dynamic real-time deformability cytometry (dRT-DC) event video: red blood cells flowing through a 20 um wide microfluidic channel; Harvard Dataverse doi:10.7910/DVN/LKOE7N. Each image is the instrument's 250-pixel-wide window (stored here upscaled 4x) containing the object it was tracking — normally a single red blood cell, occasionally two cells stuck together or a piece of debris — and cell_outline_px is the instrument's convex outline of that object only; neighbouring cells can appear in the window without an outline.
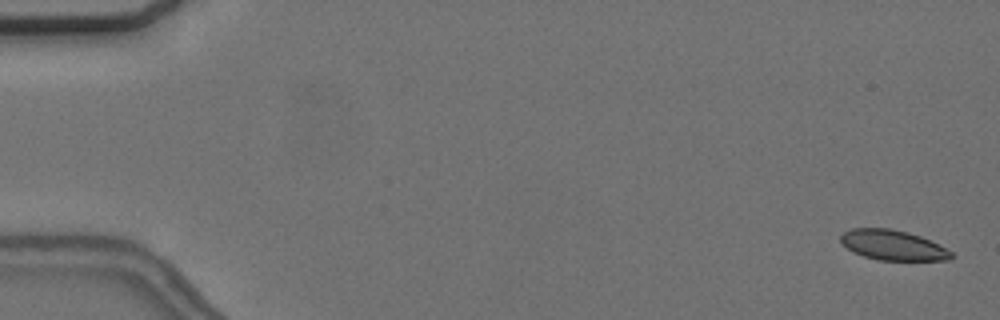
{"species": "common noctule bat (a hibernating species)", "species_latin": "Nyctalus noctula", "temperature_condition": "cold", "stored_images_in_passage": 57, "camera_frame_rate_fps": 3000, "um_per_image_px": 0.085, "animal": {"sex": "female", "body_mass_g": 24.6, "forearm_length_mm": 56.2}, "frame": {"image": 1, "passage_image": 2, "time_ms": 0.333, "image_size_px": [1000, 320], "cell_outline_px": [[956, 256], [952, 260], [876, 260], [852, 252], [840, 240], [840, 236], [844, 232], [852, 228], [888, 228], [908, 232], [920, 236], [952, 252]], "centroid_in_image_um": [75.89, 20.84], "position_along_channel_um": 9.1, "area_um2": 19.31}}
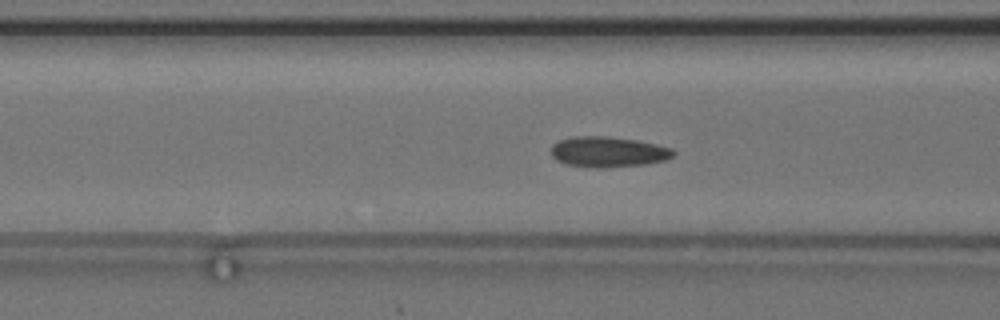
{"frame": {"image": 2, "passage_image": 23, "time_ms": 7.333, "image_size_px": [1000, 320], "cell_outline_px": [[676, 152], [672, 156], [664, 160], [648, 164], [604, 168], [596, 168], [564, 164], [556, 160], [552, 156], [552, 144], [560, 140], [572, 136], [608, 136], [636, 140], [656, 144], [672, 148]], "centroid_in_image_um": [51.68, 12.91], "position_along_channel_um": 114.9, "area_um2": 21.91}}
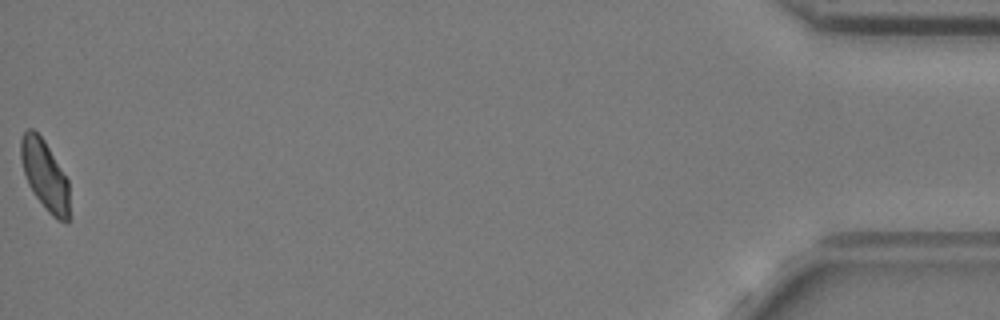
{"frame": {"image": 3, "passage_image": 57, "time_ms": 18.667, "image_size_px": [1000, 320], "cell_outline_px": [[68, 224], [52, 216], [48, 212], [32, 192], [28, 184], [20, 160], [20, 140], [24, 132], [28, 128], [32, 128], [44, 140], [68, 180]], "centroid_in_image_um": [3.78, 14.87], "position_along_channel_um": 431.4, "area_um2": 19.59}, "authors_computed_cell_mechanics": {"area_um2": 20.9236, "velocity_mm_per_s": 3.659, "shape_relaxation_time_tau1_ms": 8.4294, "shape_relaxation_time_tau2_ms": 1.7142, "deformation_change_tau1": 0.1134, "deformation_change_tau2": 0.0519}}